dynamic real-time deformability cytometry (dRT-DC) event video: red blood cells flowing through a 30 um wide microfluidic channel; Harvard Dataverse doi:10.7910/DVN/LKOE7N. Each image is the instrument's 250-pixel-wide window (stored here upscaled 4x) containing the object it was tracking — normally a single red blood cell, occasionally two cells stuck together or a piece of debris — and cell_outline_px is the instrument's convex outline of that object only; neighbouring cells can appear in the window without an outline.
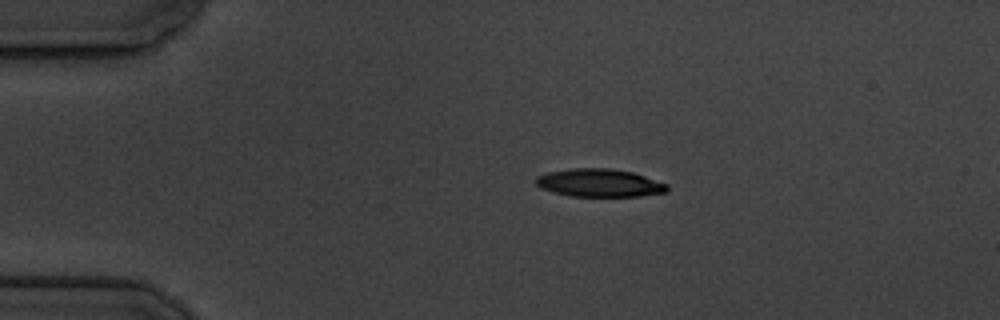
{"species": "common noctule bat (a hibernating species)", "species_latin": "Nyctalus noctula", "temperature_condition": "cold", "stored_images_in_passage": 5, "camera_frame_rate_fps": 3000, "um_per_image_px": 0.085, "animal": {"sex": "male", "body_mass_g": 19.5, "forearm_length_mm": 54.6}, "frame": {"image": 1, "passage_image": 1, "time_ms": 0.0, "image_size_px": [1000, 320], "cell_outline_px": [[668, 192], [640, 196], [572, 196], [552, 192], [540, 188], [536, 184], [536, 176], [548, 172], [572, 168], [608, 168], [632, 172], [668, 184]], "centroid_in_image_um": [50.94, 15.55], "position_along_channel_um": 34.1, "area_um2": 21.39}}
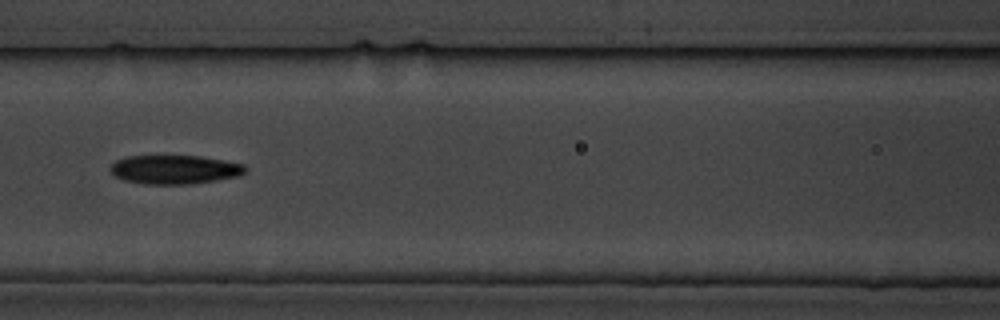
{"frame": {"image": 2, "passage_image": 5, "time_ms": 4.667, "image_size_px": [1000, 320], "cell_outline_px": [[248, 168], [240, 176], [192, 184], [144, 184], [124, 180], [116, 176], [108, 168], [116, 160], [128, 156], [200, 156], [224, 160], [244, 164]], "centroid_in_image_um": [14.86, 14.41], "position_along_channel_um": 151.7, "area_um2": 22.77}}